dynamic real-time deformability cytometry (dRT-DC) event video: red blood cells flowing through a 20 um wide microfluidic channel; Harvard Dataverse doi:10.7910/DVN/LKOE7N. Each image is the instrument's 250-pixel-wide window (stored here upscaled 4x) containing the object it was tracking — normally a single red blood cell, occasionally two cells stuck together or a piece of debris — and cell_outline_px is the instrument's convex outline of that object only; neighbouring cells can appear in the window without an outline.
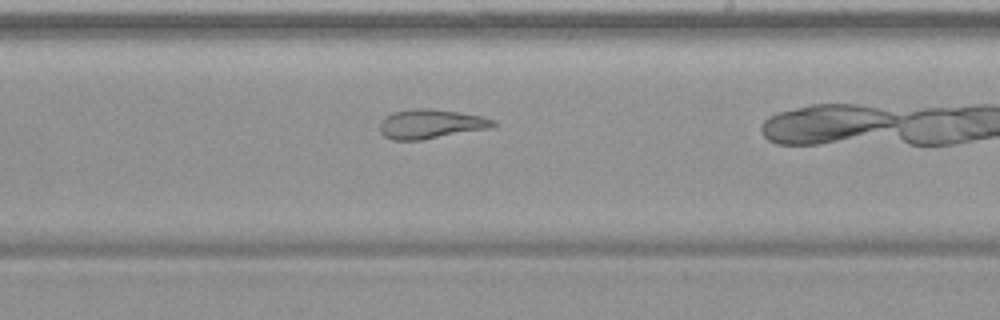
{"species": "common noctule bat (a hibernating species)", "species_latin": "Nyctalus noctula", "temperature_condition": "warm", "stored_images_in_passage": 40, "camera_frame_rate_fps": 3000, "um_per_image_px": 0.085, "animal": {"sex": "female", "body_mass_g": 19.9}, "frame": {"image": 1, "passage_image": 29, "time_ms": 9.333, "image_size_px": [1000, 320], "cell_outline_px": [[496, 124], [488, 128], [420, 140], [392, 140], [384, 136], [380, 132], [380, 120], [384, 116], [392, 112], [412, 108], [428, 108], [484, 116], [496, 120]], "centroid_in_image_um": [36.56, 10.52], "position_along_channel_um": 252.4, "area_um2": 19.36}}